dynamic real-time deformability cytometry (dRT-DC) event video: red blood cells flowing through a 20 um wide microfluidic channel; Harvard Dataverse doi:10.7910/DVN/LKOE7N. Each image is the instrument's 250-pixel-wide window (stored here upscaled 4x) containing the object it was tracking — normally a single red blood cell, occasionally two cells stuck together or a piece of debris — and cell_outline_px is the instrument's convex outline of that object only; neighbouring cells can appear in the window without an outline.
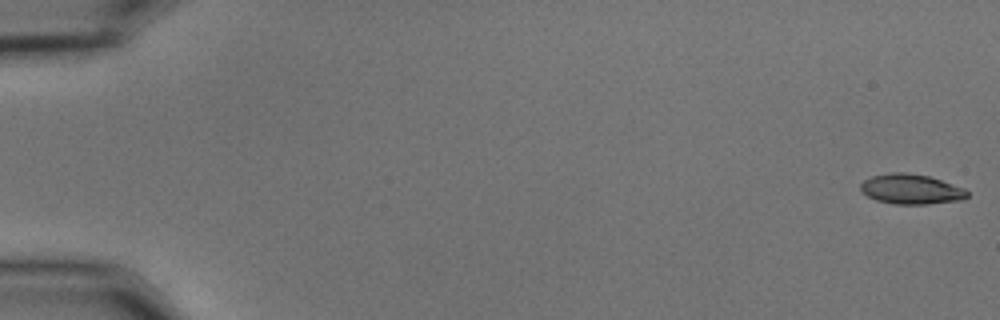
{"species": "common noctule bat (a hibernating species)", "species_latin": "Nyctalus noctula", "temperature_condition": "cold", "stored_images_in_passage": 56, "camera_frame_rate_fps": 3000, "um_per_image_px": 0.085, "animal": {"sex": "male", "body_mass_g": 15.6}, "frame": {"image": 1, "passage_image": 1, "time_ms": 0.0, "image_size_px": [1000, 320], "cell_outline_px": [[968, 196], [964, 200], [928, 204], [892, 204], [876, 200], [860, 192], [860, 184], [864, 180], [872, 176], [892, 172], [904, 172], [928, 176], [964, 188], [968, 192]], "centroid_in_image_um": [77.43, 16.09], "position_along_channel_um": 7.6, "area_um2": 18.73}}
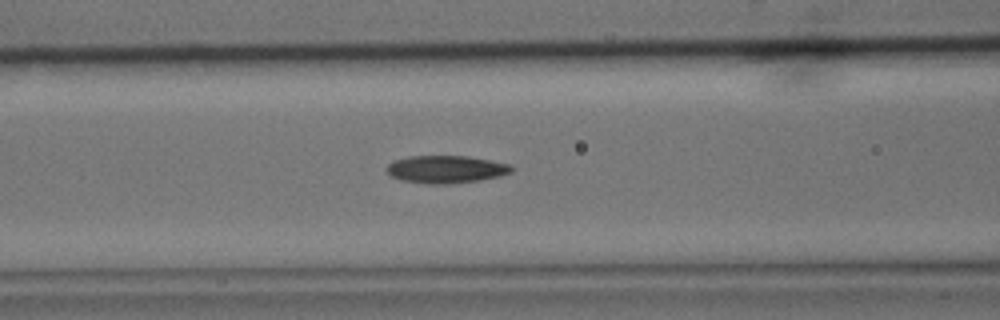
{"frame": {"image": 2, "passage_image": 24, "time_ms": 7.667, "image_size_px": [1000, 320], "cell_outline_px": [[512, 172], [500, 176], [480, 180], [444, 184], [432, 184], [400, 180], [392, 176], [384, 168], [392, 160], [408, 156], [468, 156], [512, 164]], "centroid_in_image_um": [37.89, 14.38], "position_along_channel_um": 128.7, "area_um2": 20.17}}
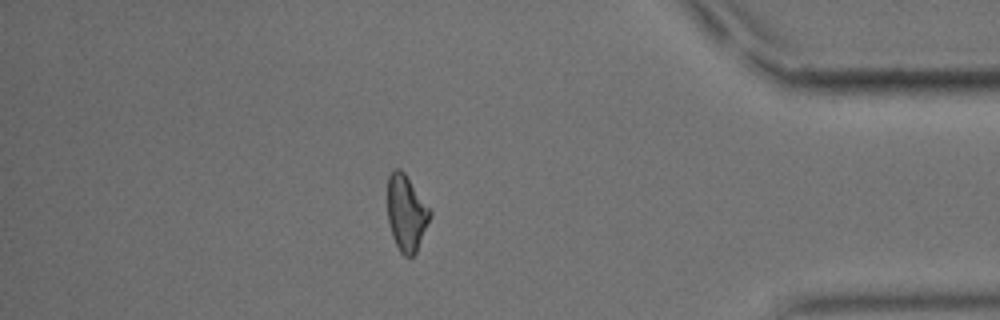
{"frame": {"image": 3, "passage_image": 49, "time_ms": 16.0, "image_size_px": [1000, 320], "cell_outline_px": [[432, 212], [416, 252], [412, 256], [404, 256], [400, 252], [392, 236], [388, 224], [388, 176], [396, 168], [400, 168], [404, 172]], "centroid_in_image_um": [34.52, 18.11], "position_along_channel_um": 400.7, "area_um2": 18.5}, "authors_computed_cell_mechanics": {"area_um2": 19.363, "velocity_mm_per_s": 3.6347, "shape_relaxation_time_tau1_ms": 5.6868, "shape_relaxation_time_tau2_ms": 6.8588, "deformation_change_tau1": 0.1596, "deformation_change_tau2": 0.172}}